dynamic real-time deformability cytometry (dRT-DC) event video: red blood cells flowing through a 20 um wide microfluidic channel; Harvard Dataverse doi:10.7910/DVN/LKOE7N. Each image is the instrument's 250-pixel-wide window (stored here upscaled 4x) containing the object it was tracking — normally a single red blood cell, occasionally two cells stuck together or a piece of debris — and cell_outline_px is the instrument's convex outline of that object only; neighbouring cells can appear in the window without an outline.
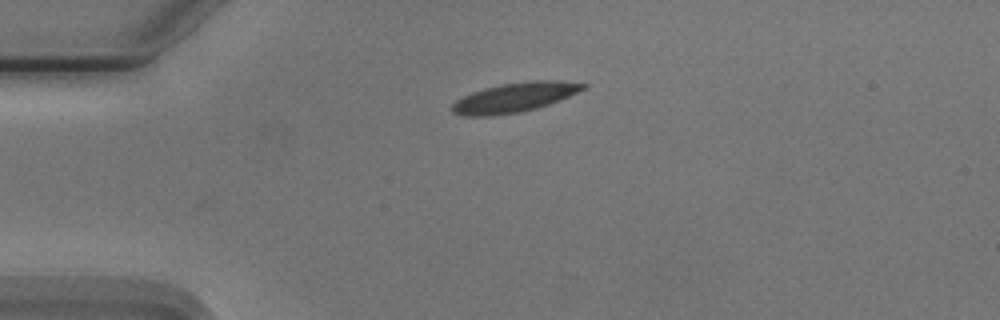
{"species": "Egyptian fruit bat (a non-hibernating species)", "species_latin": "Rousettus aegyptiacus", "temperature_condition": "cold", "stored_images_in_passage": 42, "camera_frame_rate_fps": 3000, "um_per_image_px": 0.085, "animal": {"sex": "male"}, "frame": {"image": 1, "passage_image": 1, "time_ms": 0.0, "image_size_px": [1000, 320], "cell_outline_px": [[588, 88], [560, 100], [536, 108], [520, 112], [492, 116], [464, 116], [452, 112], [452, 104], [456, 100], [472, 92], [484, 88], [500, 84], [528, 80], [564, 80], [588, 84]], "centroid_in_image_um": [43.78, 8.26], "position_along_channel_um": 41.2, "area_um2": 22.77}}
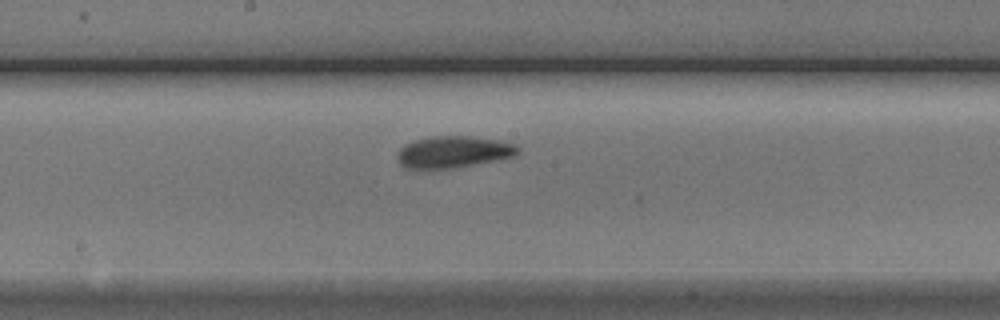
{"frame": {"image": 2, "passage_image": 17, "time_ms": 5.333, "image_size_px": [1000, 320], "cell_outline_px": [[520, 152], [516, 156], [452, 168], [404, 168], [400, 164], [396, 156], [400, 148], [404, 144], [416, 140], [432, 136], [468, 136], [496, 140], [512, 144], [520, 148]], "centroid_in_image_um": [38.51, 12.91], "position_along_channel_um": 209.7, "area_um2": 22.02}}
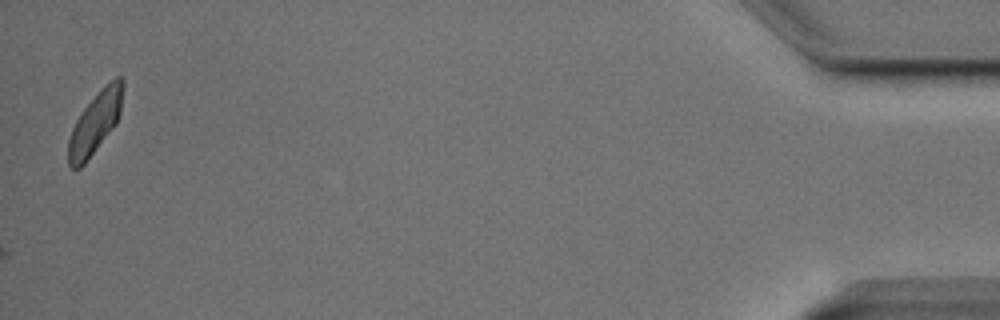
{"frame": {"image": 3, "passage_image": 42, "time_ms": 13.667, "image_size_px": [1000, 320], "cell_outline_px": [[124, 88], [120, 112], [116, 124], [84, 164], [80, 168], [72, 168], [68, 164], [68, 140], [72, 128], [76, 120], [84, 108], [100, 88], [104, 84], [116, 76], [120, 76], [124, 80]], "centroid_in_image_um": [8.11, 10.38], "position_along_channel_um": 427.1, "area_um2": 19.65}, "authors_computed_cell_mechanics": {"area_um2": 21.0103, "velocity_mm_per_s": 3.7063, "shape_relaxation_time_tau1_ms": 3.0244, "shape_relaxation_time_tau2_ms": 3.0723, "deformation_change_tau1": 0.1261, "deformation_change_tau2": 0.0897}}